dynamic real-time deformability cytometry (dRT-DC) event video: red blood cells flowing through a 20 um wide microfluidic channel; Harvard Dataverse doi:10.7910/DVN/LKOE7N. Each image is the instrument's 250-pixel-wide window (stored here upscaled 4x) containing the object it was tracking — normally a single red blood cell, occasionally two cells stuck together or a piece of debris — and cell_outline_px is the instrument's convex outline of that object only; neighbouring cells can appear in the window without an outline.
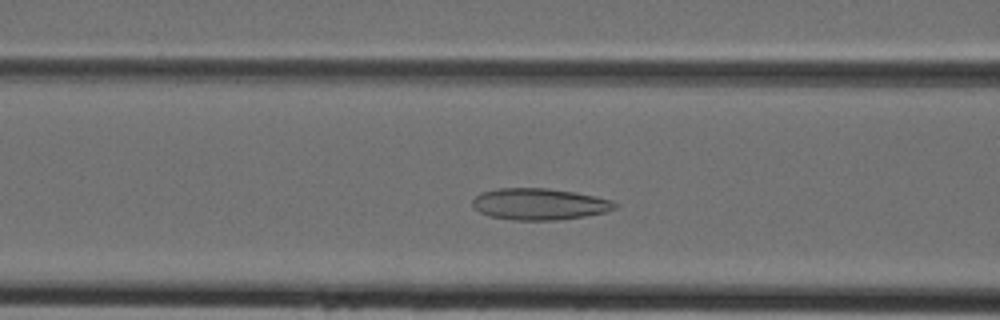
{"species": "Egyptian fruit bat (a non-hibernating species)", "species_latin": "Rousettus aegyptiacus", "temperature_condition": "cold", "stored_images_in_passage": 38, "camera_frame_rate_fps": 3000, "um_per_image_px": 0.085, "animal": {"sex": "female"}, "frame": {"image": 1, "passage_image": 12, "time_ms": 3.667, "image_size_px": [1000, 320], "cell_outline_px": [[620, 204], [616, 208], [608, 212], [584, 216], [556, 220], [512, 220], [488, 216], [480, 212], [472, 204], [472, 200], [480, 192], [500, 188], [548, 188], [576, 192], [612, 200]], "centroid_in_image_um": [45.87, 17.34], "position_along_channel_um": 120.7, "area_um2": 26.36}}
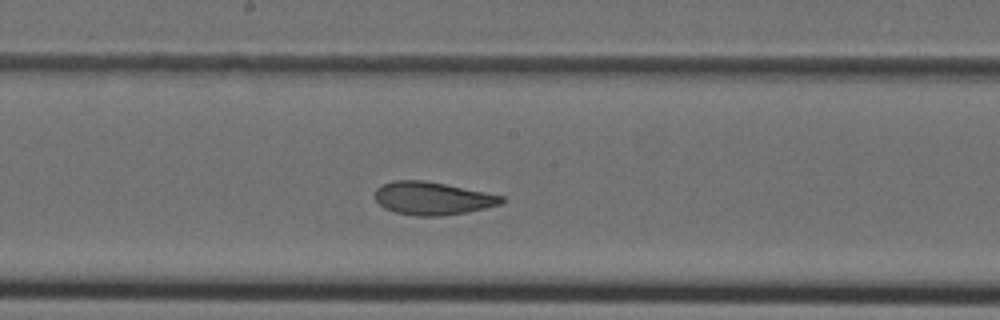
{"frame": {"image": 2, "passage_image": 18, "time_ms": 5.667, "image_size_px": [1000, 320], "cell_outline_px": [[504, 200], [500, 204], [468, 212], [440, 216], [416, 216], [396, 212], [384, 208], [376, 200], [376, 188], [392, 180], [424, 180], [504, 196]], "centroid_in_image_um": [36.74, 16.86], "position_along_channel_um": 211.5, "area_um2": 24.04}}
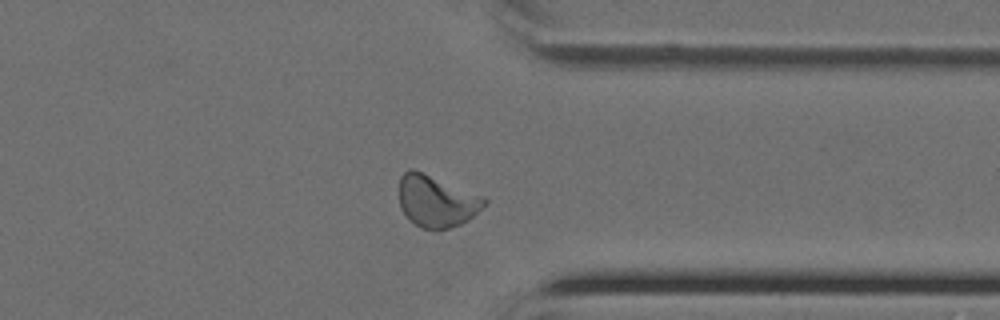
{"frame": {"image": 3, "passage_image": 29, "time_ms": 9.333, "image_size_px": [1000, 320], "cell_outline_px": [[488, 200], [468, 220], [460, 224], [448, 228], [420, 228], [408, 220], [400, 208], [400, 176], [404, 172], [412, 168]], "centroid_in_image_um": [37.02, 17.12], "position_along_channel_um": 374.4, "area_um2": 24.8}}